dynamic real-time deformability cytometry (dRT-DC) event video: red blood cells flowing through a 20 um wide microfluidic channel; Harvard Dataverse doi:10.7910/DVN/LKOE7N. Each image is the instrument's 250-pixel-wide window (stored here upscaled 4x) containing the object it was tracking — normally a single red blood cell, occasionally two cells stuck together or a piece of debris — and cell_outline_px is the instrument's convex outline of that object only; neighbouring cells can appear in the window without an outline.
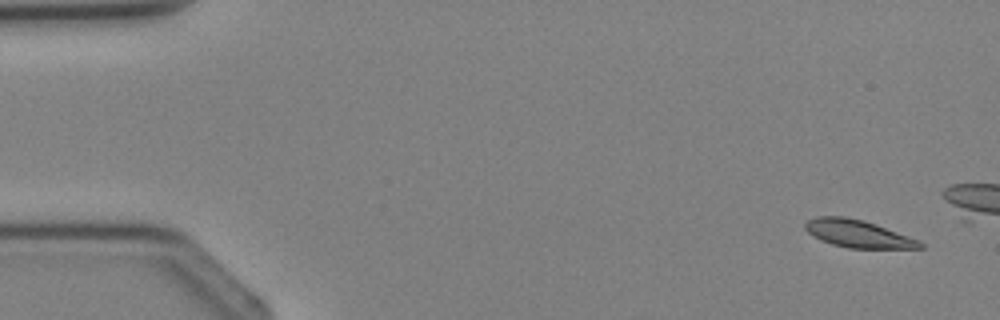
{"species": "Egyptian fruit bat (a non-hibernating species)", "species_latin": "Rousettus aegyptiacus", "temperature_condition": "cold", "stored_images_in_passage": 3, "camera_frame_rate_fps": 3000, "um_per_image_px": 0.085, "animal": {"sex": "female"}, "frame": {"image": 1, "passage_image": 1, "time_ms": 0.0, "image_size_px": [1000, 320], "cell_outline_px": [[924, 248], [848, 248], [832, 244], [820, 240], [808, 232], [804, 228], [804, 224], [808, 220], [816, 216], [844, 216], [864, 220], [916, 240], [924, 244]], "centroid_in_image_um": [72.85, 19.86], "position_along_channel_um": 12.2, "area_um2": 18.09}}